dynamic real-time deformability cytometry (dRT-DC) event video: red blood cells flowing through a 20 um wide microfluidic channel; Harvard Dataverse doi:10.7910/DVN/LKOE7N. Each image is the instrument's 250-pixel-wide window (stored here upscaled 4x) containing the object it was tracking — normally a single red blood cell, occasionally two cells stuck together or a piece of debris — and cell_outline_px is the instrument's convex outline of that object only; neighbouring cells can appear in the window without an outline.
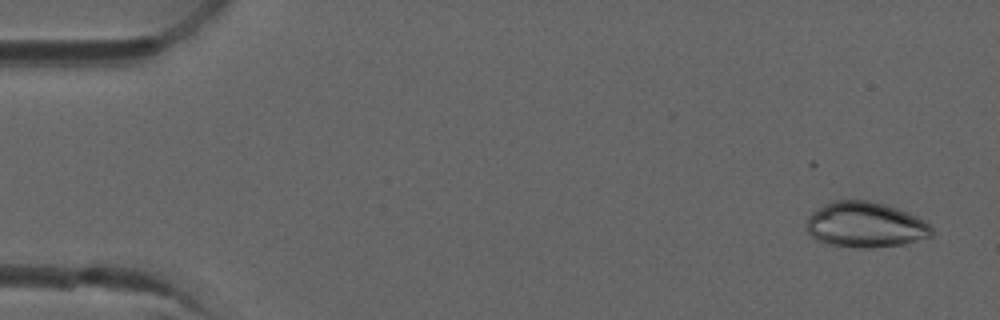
{"species": "common noctule bat (a hibernating species)", "species_latin": "Nyctalus noctula", "temperature_condition": "room temperature", "stored_images_in_passage": 8, "camera_frame_rate_fps": 3000, "um_per_image_px": 0.085, "animal": {"sex": "male", "forearm_length_mm": 52.5}, "frame": {"image": 1, "passage_image": 1, "time_ms": 0.0, "image_size_px": [1000, 320], "cell_outline_px": [[932, 236], [904, 244], [872, 248], [856, 248], [832, 244], [816, 240], [808, 232], [808, 216], [812, 212], [824, 204], [832, 200], [868, 200], [884, 204], [908, 212], [924, 220], [932, 228]], "centroid_in_image_um": [73.56, 19.1], "position_along_channel_um": 11.4, "area_um2": 33.12}}
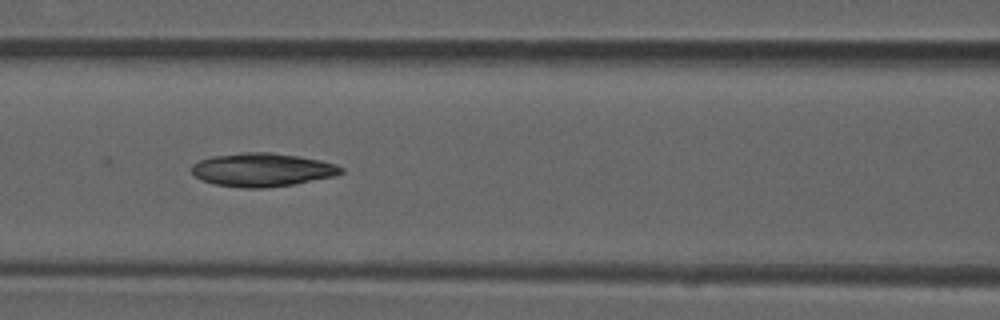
{"frame": {"image": 2, "passage_image": 7, "time_ms": 2.0, "image_size_px": [1000, 320], "cell_outline_px": [[344, 172], [336, 176], [292, 184], [264, 188], [244, 188], [216, 184], [204, 180], [196, 176], [192, 172], [192, 164], [200, 160], [212, 156], [240, 152], [272, 152], [320, 160], [336, 164], [344, 168]], "centroid_in_image_um": [22.32, 14.42], "position_along_channel_um": 144.3, "area_um2": 29.02}}
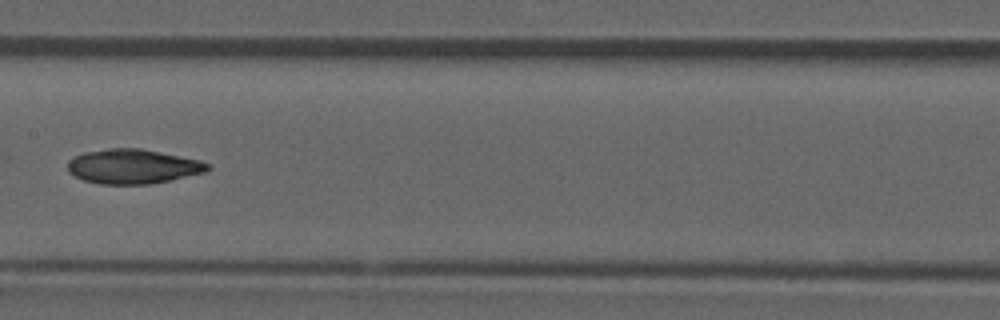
{"frame": {"image": 3, "passage_image": 8, "time_ms": 2.333, "image_size_px": [1000, 320], "cell_outline_px": [[212, 168], [208, 172], [152, 184], [100, 184], [84, 180], [68, 172], [68, 160], [84, 152], [108, 148], [140, 148], [200, 160], [212, 164]], "centroid_in_image_um": [11.35, 14.15], "position_along_channel_um": 196.0, "area_um2": 28.38}}